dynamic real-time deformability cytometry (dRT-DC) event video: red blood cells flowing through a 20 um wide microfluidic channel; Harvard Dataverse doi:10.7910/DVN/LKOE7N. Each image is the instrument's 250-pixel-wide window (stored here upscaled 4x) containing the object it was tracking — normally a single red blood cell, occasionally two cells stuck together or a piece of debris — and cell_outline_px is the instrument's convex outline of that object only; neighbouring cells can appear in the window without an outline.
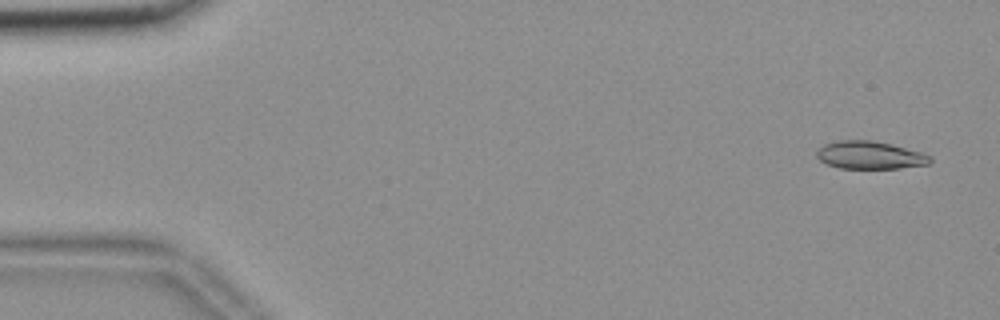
{"species": "common noctule bat (a hibernating species)", "species_latin": "Nyctalus noctula", "temperature_condition": "room temperature", "stored_images_in_passage": 17, "camera_frame_rate_fps": 3000, "um_per_image_px": 0.085, "animal": {"sex": "female", "body_mass_g": 18.4}, "frame": {"image": 1, "passage_image": 3, "time_ms": 0.667, "image_size_px": [1000, 320], "cell_outline_px": [[932, 160], [928, 164], [900, 168], [840, 168], [828, 164], [820, 160], [816, 156], [816, 152], [824, 144], [840, 140], [872, 140], [892, 144], [920, 152], [932, 156]], "centroid_in_image_um": [73.95, 13.18], "position_along_channel_um": 11.1, "area_um2": 18.26}}
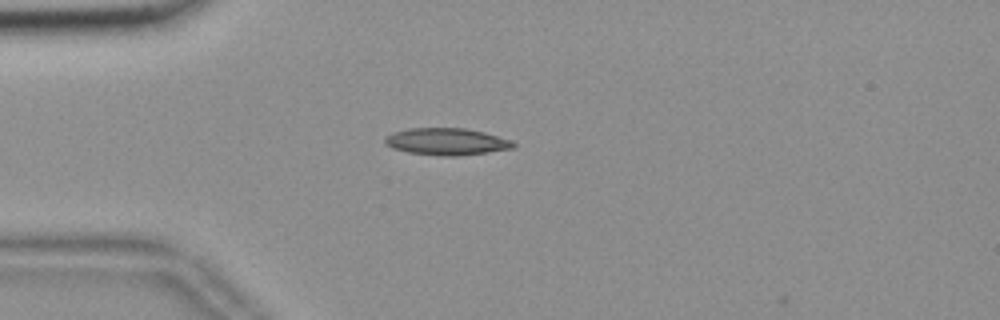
{"frame": {"image": 2, "passage_image": 15, "time_ms": 4.667, "image_size_px": [1000, 320], "cell_outline_px": [[516, 144], [512, 148], [488, 152], [456, 156], [440, 156], [408, 152], [392, 148], [384, 144], [384, 140], [392, 132], [412, 128], [464, 128], [484, 132], [512, 140]], "centroid_in_image_um": [37.95, 12.04], "position_along_channel_um": 47.0, "area_um2": 20.11}}